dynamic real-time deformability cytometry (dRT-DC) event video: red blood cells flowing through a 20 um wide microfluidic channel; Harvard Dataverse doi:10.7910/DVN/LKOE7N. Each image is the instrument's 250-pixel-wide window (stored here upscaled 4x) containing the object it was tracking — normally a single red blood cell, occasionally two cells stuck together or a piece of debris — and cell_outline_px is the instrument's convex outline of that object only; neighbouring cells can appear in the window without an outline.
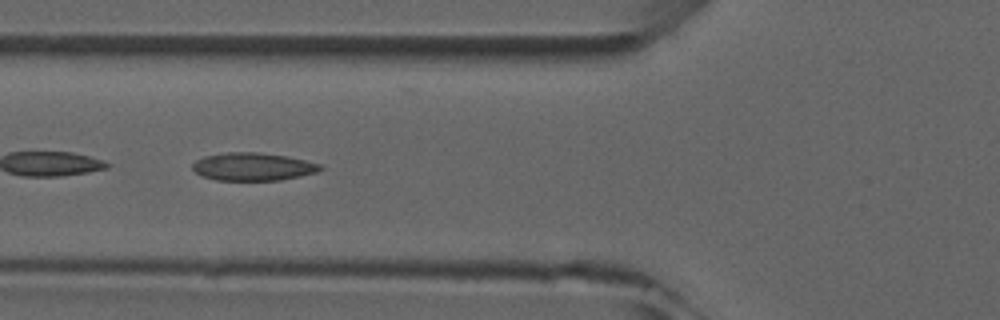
{"species": "common noctule bat (a hibernating species)", "species_latin": "Nyctalus noctula", "temperature_condition": "room temperature", "stored_images_in_passage": 5, "camera_frame_rate_fps": 3000, "um_per_image_px": 0.085, "animal": {"sex": "male", "forearm_length_mm": 52.5}, "frame": {"image": 1, "passage_image": 5, "time_ms": 4.667, "image_size_px": [1000, 320], "cell_outline_px": [[324, 168], [316, 172], [300, 176], [280, 180], [216, 180], [200, 176], [192, 168], [192, 164], [196, 160], [204, 156], [228, 152], [256, 152], [288, 156], [324, 164]], "centroid_in_image_um": [21.52, 14.16], "position_along_channel_um": 104.3, "area_um2": 20.92}}